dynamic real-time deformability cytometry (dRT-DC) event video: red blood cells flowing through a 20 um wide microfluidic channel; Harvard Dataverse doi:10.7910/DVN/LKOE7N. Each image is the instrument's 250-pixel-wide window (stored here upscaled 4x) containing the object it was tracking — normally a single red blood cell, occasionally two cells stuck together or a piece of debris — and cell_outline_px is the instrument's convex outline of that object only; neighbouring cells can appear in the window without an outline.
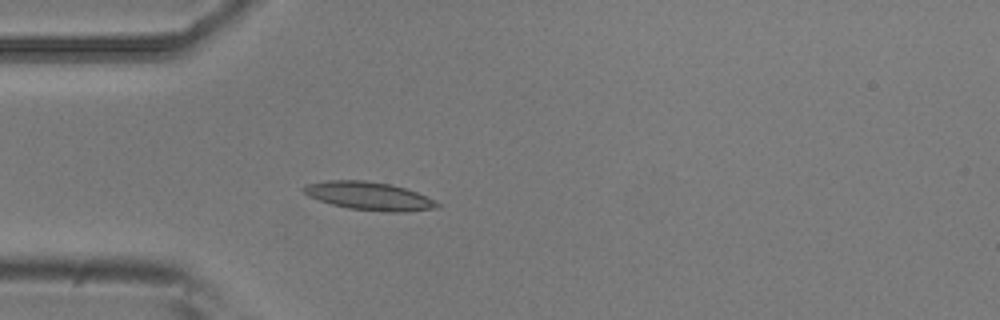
{"species": "common noctule bat (a hibernating species)", "species_latin": "Nyctalus noctula", "temperature_condition": "room temperature", "stored_images_in_passage": 3, "camera_frame_rate_fps": 3000, "um_per_image_px": 0.085, "animal": {"sex": "male", "body_mass_g": 20.5, "forearm_length_mm": 52.5}, "frame": {"image": 1, "passage_image": 3, "time_ms": 0.667, "image_size_px": [1000, 320], "cell_outline_px": [[440, 208], [404, 212], [388, 212], [348, 208], [332, 204], [308, 196], [300, 188], [308, 184], [328, 180], [364, 180], [388, 184], [404, 188], [416, 192], [436, 200], [440, 204]], "centroid_in_image_um": [31.4, 16.67], "position_along_channel_um": 53.6, "area_um2": 21.85}}